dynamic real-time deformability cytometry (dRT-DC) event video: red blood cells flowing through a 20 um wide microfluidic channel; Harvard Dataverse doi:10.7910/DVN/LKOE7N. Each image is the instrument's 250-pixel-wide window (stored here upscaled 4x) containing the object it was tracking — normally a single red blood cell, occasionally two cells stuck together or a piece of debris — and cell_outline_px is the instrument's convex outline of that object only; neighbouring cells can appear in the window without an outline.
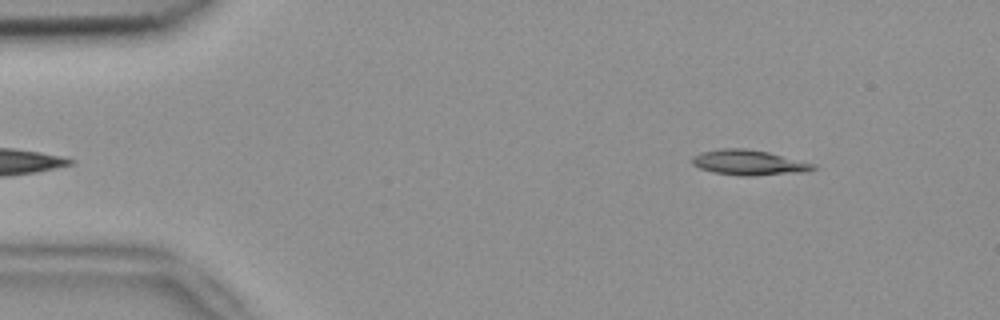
{"species": "common noctule bat (a hibernating species)", "species_latin": "Nyctalus noctula", "temperature_condition": "room temperature", "stored_images_in_passage": 48, "camera_frame_rate_fps": 3000, "um_per_image_px": 0.085, "animal": {"sex": "female", "body_mass_g": 18.4}, "frame": {"image": 1, "passage_image": 2, "time_ms": 0.333, "image_size_px": [1000, 320], "cell_outline_px": [[816, 168], [808, 172], [756, 176], [736, 176], [712, 172], [700, 168], [692, 164], [692, 156], [700, 152], [724, 148], [744, 148], [768, 152], [816, 164]], "centroid_in_image_um": [63.66, 13.83], "position_along_channel_um": 21.3, "area_um2": 18.03}}
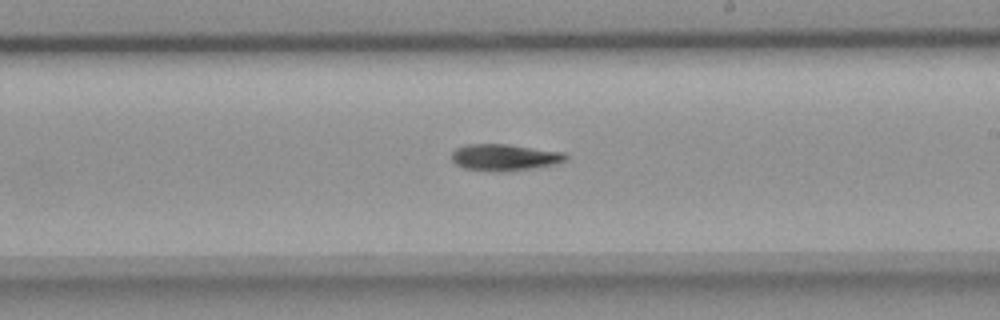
{"frame": {"image": 2, "passage_image": 26, "time_ms": 8.333, "image_size_px": [1000, 320], "cell_outline_px": [[568, 156], [564, 160], [552, 164], [528, 168], [464, 168], [456, 164], [452, 160], [452, 152], [456, 148], [464, 144], [508, 144], [564, 152]], "centroid_in_image_um": [42.86, 13.29], "position_along_channel_um": 246.1, "area_um2": 16.47}}
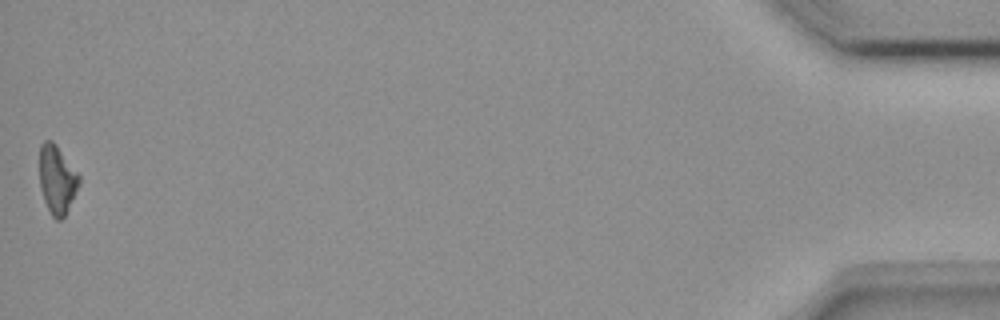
{"frame": {"image": 3, "passage_image": 48, "time_ms": 15.667, "image_size_px": [1000, 320], "cell_outline_px": [[80, 184], [64, 216], [60, 220], [56, 220], [52, 216], [44, 200], [40, 188], [40, 144], [44, 140], [52, 140], [56, 144], [80, 176]], "centroid_in_image_um": [4.84, 15.24], "position_along_channel_um": 430.4, "area_um2": 15.66}, "authors_computed_cell_mechanics": {"area_um2": 16.9643, "velocity_mm_per_s": 3.8348, "shape_relaxation_time_tau1_ms": 5.3471, "shape_relaxation_time_tau2_ms": null, "deformation_change_tau1": 0.1618, "deformation_change_tau2": null}}